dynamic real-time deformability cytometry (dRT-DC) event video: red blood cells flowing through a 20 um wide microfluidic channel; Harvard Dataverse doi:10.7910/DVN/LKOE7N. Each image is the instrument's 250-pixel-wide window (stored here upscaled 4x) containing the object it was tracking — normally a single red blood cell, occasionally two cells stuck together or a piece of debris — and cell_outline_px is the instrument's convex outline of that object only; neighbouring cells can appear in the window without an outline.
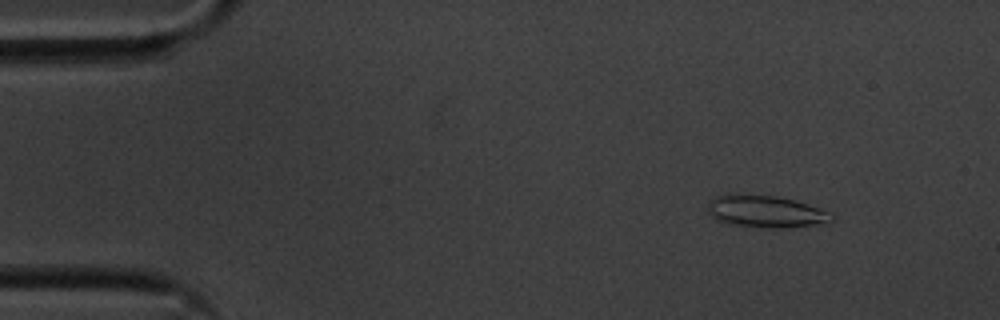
{"species": "common noctule bat (a hibernating species)", "species_latin": "Nyctalus noctula", "temperature_condition": "cold", "stored_images_in_passage": 55, "camera_frame_rate_fps": 3000, "um_per_image_px": 0.085, "animal": {"sex": "male", "body_mass_g": 20.1, "forearm_length_mm": 53.5}, "frame": {"image": 1, "passage_image": 6, "time_ms": 1.667, "image_size_px": [1000, 320], "cell_outline_px": [[836, 220], [824, 224], [780, 228], [768, 228], [736, 224], [716, 220], [708, 212], [708, 200], [716, 196], [728, 192], [776, 196], [796, 200], [832, 212], [836, 216]], "centroid_in_image_um": [65.13, 17.95], "position_along_channel_um": 19.9, "area_um2": 23.76}}
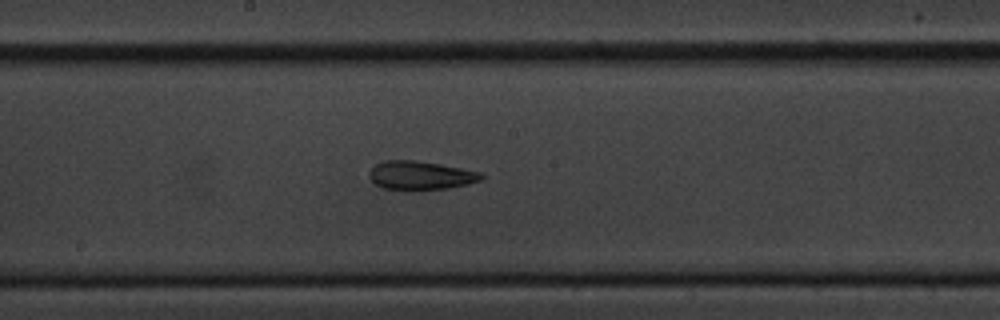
{"frame": {"image": 2, "passage_image": 29, "time_ms": 9.333, "image_size_px": [1000, 320], "cell_outline_px": [[484, 180], [468, 184], [448, 188], [420, 192], [404, 192], [380, 188], [372, 180], [368, 172], [376, 164], [384, 160], [416, 160], [440, 164], [480, 172], [484, 176]], "centroid_in_image_um": [35.73, 14.96], "position_along_channel_um": 212.5, "area_um2": 19.48}}
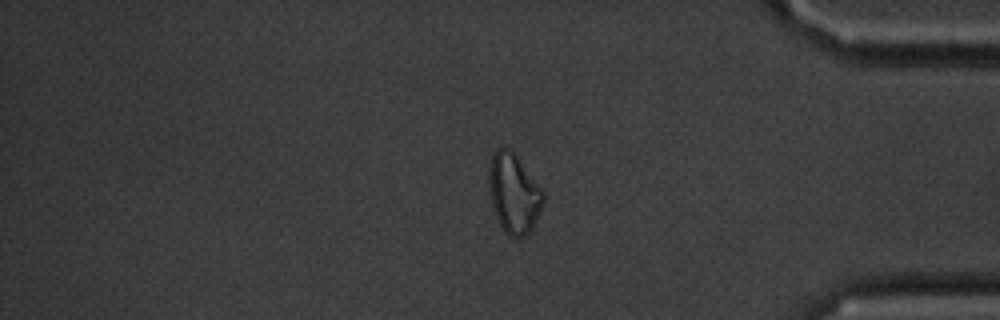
{"frame": {"image": 3, "passage_image": 46, "time_ms": 15.0, "image_size_px": [1000, 320], "cell_outline_px": [[544, 200], [532, 232], [516, 240], [508, 236], [504, 232], [496, 216], [492, 204], [488, 184], [488, 168], [492, 156], [496, 148], [508, 148], [516, 156], [544, 192]], "centroid_in_image_um": [43.66, 16.5], "position_along_channel_um": 391.5, "area_um2": 25.26}, "authors_computed_cell_mechanics": {"area_um2": 20.7502, "velocity_mm_per_s": 3.5791, "shape_relaxation_time_tau1_ms": 5.1301, "shape_relaxation_time_tau2_ms": 4.4565, "deformation_change_tau1": 0.1394, "deformation_change_tau2": 0.1131}}